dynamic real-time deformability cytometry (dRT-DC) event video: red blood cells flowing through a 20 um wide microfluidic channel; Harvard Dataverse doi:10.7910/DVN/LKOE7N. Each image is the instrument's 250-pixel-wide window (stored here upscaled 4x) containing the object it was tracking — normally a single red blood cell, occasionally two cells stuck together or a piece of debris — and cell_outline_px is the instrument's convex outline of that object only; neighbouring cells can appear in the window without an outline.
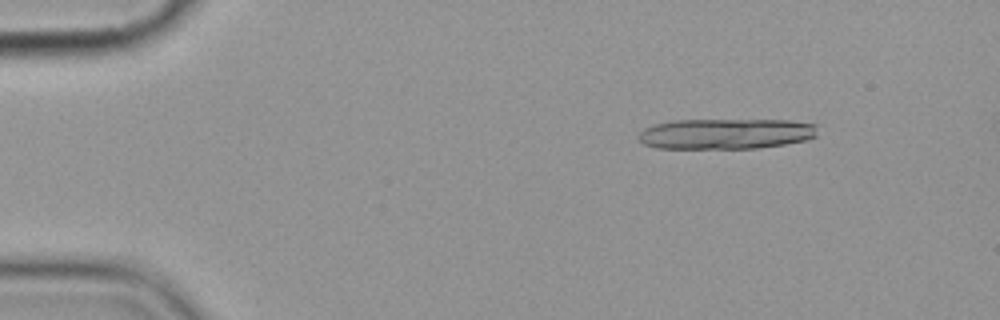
{"species": "common noctule bat (a hibernating species)", "species_latin": "Nyctalus noctula", "temperature_condition": "cold", "stored_images_in_passage": 11, "camera_frame_rate_fps": 3000, "um_per_image_px": 0.085, "animal": {"sex": "female", "body_mass_g": 19.9}, "frame": {"image": 1, "passage_image": 2, "time_ms": 2.0, "image_size_px": [1000, 320], "cell_outline_px": [[816, 136], [808, 140], [784, 144], [756, 148], [656, 148], [644, 144], [636, 136], [644, 128], [656, 124], [672, 120], [788, 120], [816, 124]], "centroid_in_image_um": [61.69, 11.37], "position_along_channel_um": 23.3, "area_um2": 31.91}}
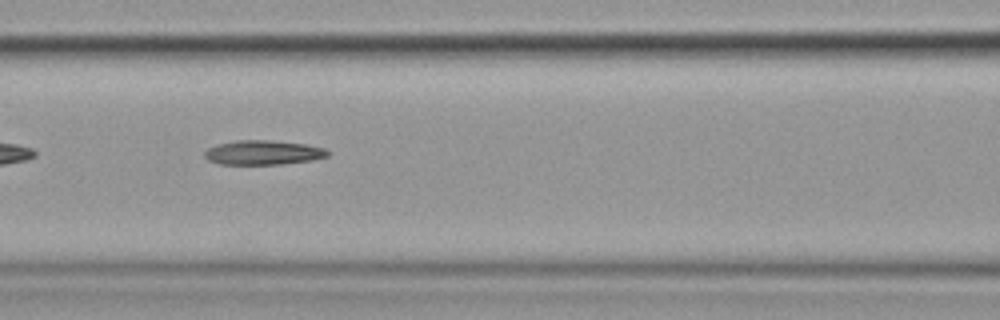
{"frame": {"image": 2, "passage_image": 7, "time_ms": 8.0, "image_size_px": [1000, 320], "cell_outline_px": [[332, 152], [328, 156], [312, 160], [280, 164], [220, 164], [208, 160], [204, 156], [204, 152], [208, 148], [216, 144], [236, 140], [272, 140], [308, 144], [324, 148]], "centroid_in_image_um": [22.38, 12.96], "position_along_channel_um": 144.2, "area_um2": 17.69}}
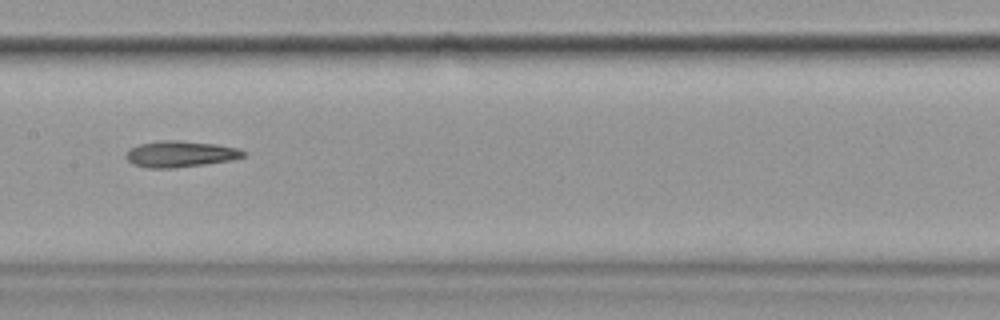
{"frame": {"image": 3, "passage_image": 8, "time_ms": 9.333, "image_size_px": [1000, 320], "cell_outline_px": [[244, 156], [232, 160], [176, 168], [148, 168], [132, 164], [124, 156], [128, 148], [140, 144], [160, 140], [180, 140], [216, 144], [240, 148], [244, 152]], "centroid_in_image_um": [15.29, 13.09], "position_along_channel_um": 192.1, "area_um2": 18.09}}